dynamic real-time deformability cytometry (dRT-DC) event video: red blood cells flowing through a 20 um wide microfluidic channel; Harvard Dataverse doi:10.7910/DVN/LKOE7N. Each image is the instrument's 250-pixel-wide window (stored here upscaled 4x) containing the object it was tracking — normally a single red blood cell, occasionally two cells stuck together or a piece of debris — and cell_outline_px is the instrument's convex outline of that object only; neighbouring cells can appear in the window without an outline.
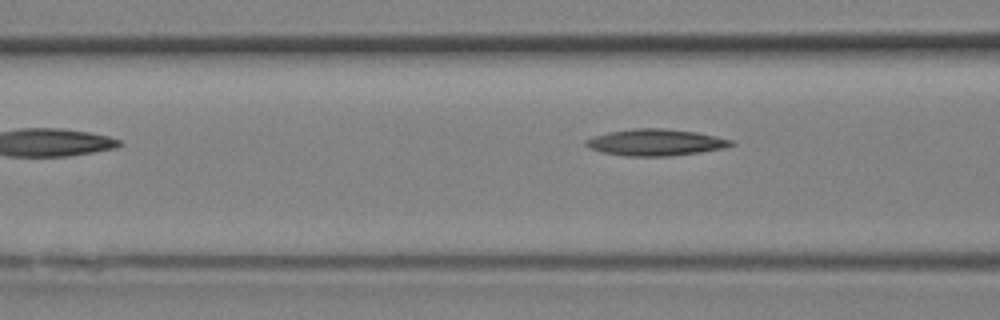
{"species": "Egyptian fruit bat (a non-hibernating species)", "species_latin": "Rousettus aegyptiacus", "temperature_condition": "room temperature", "stored_images_in_passage": 10, "segment_of_instrument_passage": [2, 2], "camera_frame_rate_fps": 3000, "um_per_image_px": 0.085, "animal": {"sex": "female"}, "frame": {"image": 1, "passage_image": 10, "time_ms": 3.0, "image_size_px": [1000, 320], "cell_outline_px": [[736, 144], [724, 148], [700, 152], [672, 156], [624, 156], [604, 152], [588, 148], [584, 144], [584, 140], [592, 136], [608, 132], [632, 128], [664, 128], [696, 132], [736, 140]], "centroid_in_image_um": [55.73, 12.1], "position_along_channel_um": 110.9, "area_um2": 22.77}}